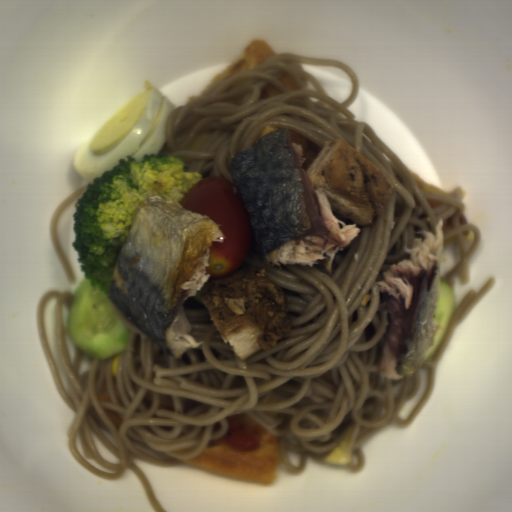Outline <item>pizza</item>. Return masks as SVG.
I'll list each match as a JSON object with an SVG mask.
<instances>
[{
	"instance_id": "pizza-1",
	"label": "pizza",
	"mask_w": 512,
	"mask_h": 512,
	"mask_svg": "<svg viewBox=\"0 0 512 512\" xmlns=\"http://www.w3.org/2000/svg\"><path fill=\"white\" fill-rule=\"evenodd\" d=\"M281 461L277 438L266 431L253 451H239L217 438L184 463L218 476L270 487L277 479Z\"/></svg>"
},
{
	"instance_id": "pizza-2",
	"label": "pizza",
	"mask_w": 512,
	"mask_h": 512,
	"mask_svg": "<svg viewBox=\"0 0 512 512\" xmlns=\"http://www.w3.org/2000/svg\"><path fill=\"white\" fill-rule=\"evenodd\" d=\"M275 51L264 39H254L240 57L231 62L226 70L216 77L201 93L204 94L219 80L240 73L255 70L267 59L275 55ZM200 95V96H201Z\"/></svg>"
},
{
	"instance_id": "pizza-3",
	"label": "pizza",
	"mask_w": 512,
	"mask_h": 512,
	"mask_svg": "<svg viewBox=\"0 0 512 512\" xmlns=\"http://www.w3.org/2000/svg\"><path fill=\"white\" fill-rule=\"evenodd\" d=\"M409 172L411 173L412 177L416 181V183L419 186V188L421 190H423L424 192H427V193L432 194L434 196H443L444 197V196L450 195L447 192H445L444 190L431 185L430 183L425 181L423 178H421L420 176H418L417 174H415L411 170H409Z\"/></svg>"
}]
</instances>
